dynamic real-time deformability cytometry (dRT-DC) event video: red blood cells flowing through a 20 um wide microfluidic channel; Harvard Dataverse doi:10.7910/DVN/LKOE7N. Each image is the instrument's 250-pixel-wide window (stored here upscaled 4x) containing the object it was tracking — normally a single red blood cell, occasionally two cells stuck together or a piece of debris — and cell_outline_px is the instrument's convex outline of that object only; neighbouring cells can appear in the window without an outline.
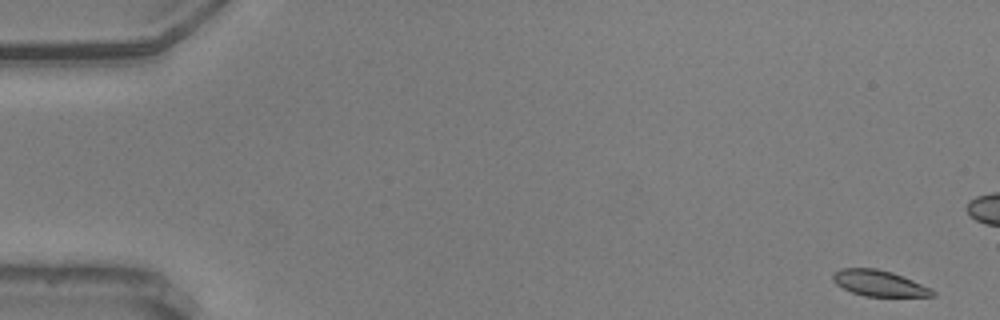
{"species": "common noctule bat (a hibernating species)", "species_latin": "Nyctalus noctula", "temperature_condition": "warm", "stored_images_in_passage": 57, "camera_frame_rate_fps": 3000, "um_per_image_px": 0.085, "animal": {"sex": "male", "body_mass_g": 20.5, "forearm_length_mm": 52.5}, "frame": {"image": 1, "passage_image": 1, "time_ms": 0.0, "image_size_px": [1000, 320], "cell_outline_px": [[936, 296], [864, 296], [852, 292], [836, 284], [832, 280], [832, 276], [840, 268], [876, 268], [892, 272], [932, 288], [936, 292]], "centroid_in_image_um": [74.74, 24.07], "position_along_channel_um": 10.3, "area_um2": 14.97}}
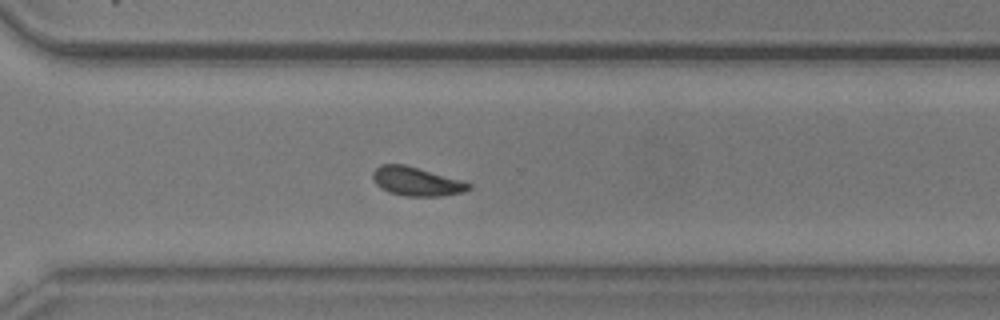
{"frame": {"image": 2, "passage_image": 40, "time_ms": 13.0, "image_size_px": [1000, 320], "cell_outline_px": [[472, 188], [464, 192], [444, 196], [404, 196], [388, 192], [380, 188], [376, 184], [372, 176], [372, 172], [380, 164], [404, 164], [460, 180], [472, 184]], "centroid_in_image_um": [35.39, 15.43], "position_along_channel_um": 335.2, "area_um2": 16.13}}
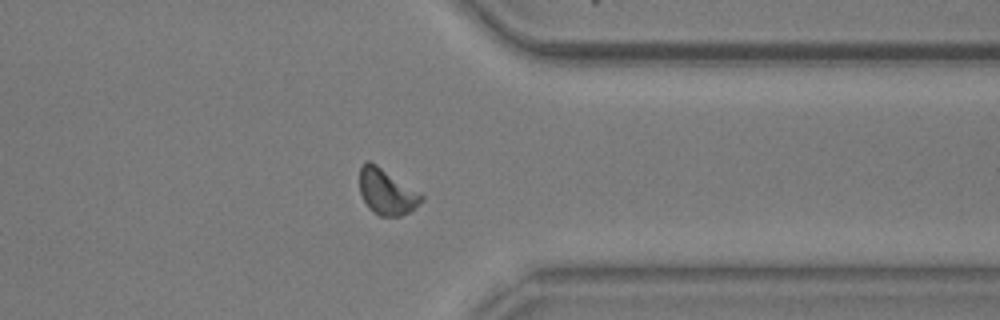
{"frame": {"image": 3, "passage_image": 44, "time_ms": 14.333, "image_size_px": [1000, 320], "cell_outline_px": [[424, 200], [420, 204], [408, 212], [400, 216], [380, 216], [372, 212], [368, 208], [360, 192], [360, 168], [364, 160], [368, 160], [376, 164], [420, 192], [424, 196]], "centroid_in_image_um": [32.87, 16.3], "position_along_channel_um": 378.5, "area_um2": 16.53}, "authors_computed_cell_mechanics": {"area_um2": 16.2418, "velocity_mm_per_s": 3.5926, "shape_relaxation_time_tau1_ms": 2.4905, "shape_relaxation_time_tau2_ms": 2.8729, "deformation_change_tau1": 0.1088, "deformation_change_tau2": 0.0565}}